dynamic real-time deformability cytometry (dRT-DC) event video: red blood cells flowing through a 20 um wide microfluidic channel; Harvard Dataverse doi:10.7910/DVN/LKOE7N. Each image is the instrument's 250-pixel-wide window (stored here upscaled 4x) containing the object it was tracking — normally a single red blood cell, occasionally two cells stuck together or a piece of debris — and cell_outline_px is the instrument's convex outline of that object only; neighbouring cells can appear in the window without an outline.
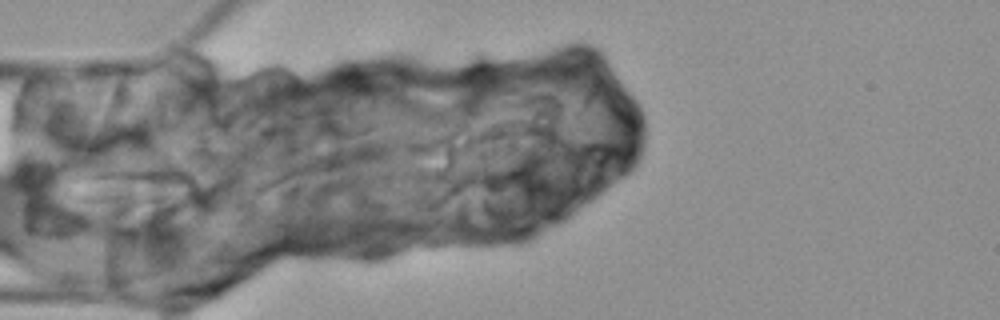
{"species": "Egyptian fruit bat (a non-hibernating species)", "species_latin": "Rousettus aegyptiacus", "temperature_condition": "cold", "stored_images_in_passage": 4, "camera_frame_rate_fps": 3000, "um_per_image_px": 0.085, "animal": {"sex": "female"}, "frame": {"image": 1, "passage_image": 4, "time_ms": 3.333, "image_size_px": [1000, 320], "cell_outline_px": [[196, 180], [188, 204], [184, 208], [176, 212], [172, 212], [76, 200], [72, 196], [60, 168], [60, 164], [64, 156], [84, 156], [176, 164], [184, 168]], "centroid_in_image_um": [10.9, 15.53], "position_along_channel_um": 74.1, "area_um2": 41.5}}